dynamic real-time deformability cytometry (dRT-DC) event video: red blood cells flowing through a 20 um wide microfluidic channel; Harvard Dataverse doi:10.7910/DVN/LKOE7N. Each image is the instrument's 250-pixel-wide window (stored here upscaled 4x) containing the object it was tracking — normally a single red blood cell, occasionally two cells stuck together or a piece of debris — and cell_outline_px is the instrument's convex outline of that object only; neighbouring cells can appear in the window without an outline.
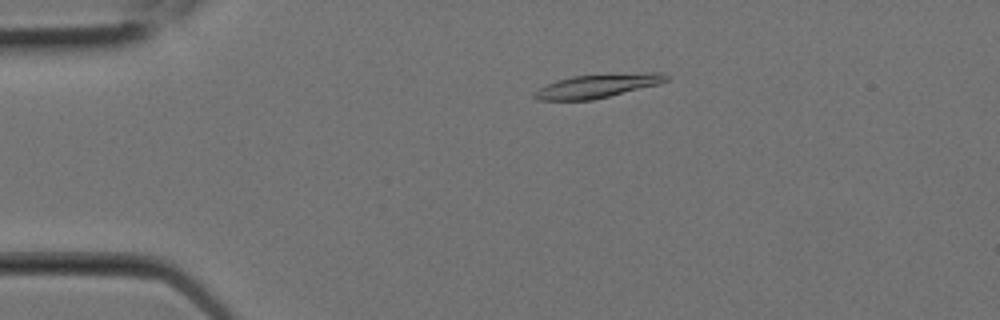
{"species": "Egyptian fruit bat (a non-hibernating species)", "species_latin": "Rousettus aegyptiacus", "temperature_condition": "room temperature", "stored_images_in_passage": 4, "camera_frame_rate_fps": 3000, "um_per_image_px": 0.085, "animal": {"sex": "female"}, "frame": {"image": 1, "passage_image": 1, "time_ms": 0.0, "image_size_px": [1000, 320], "cell_outline_px": [[668, 80], [660, 84], [592, 100], [540, 100], [532, 96], [532, 92], [556, 80], [572, 76], [644, 72], [660, 72], [668, 76]], "centroid_in_image_um": [50.8, 7.3], "position_along_channel_um": 34.2, "area_um2": 18.15}}
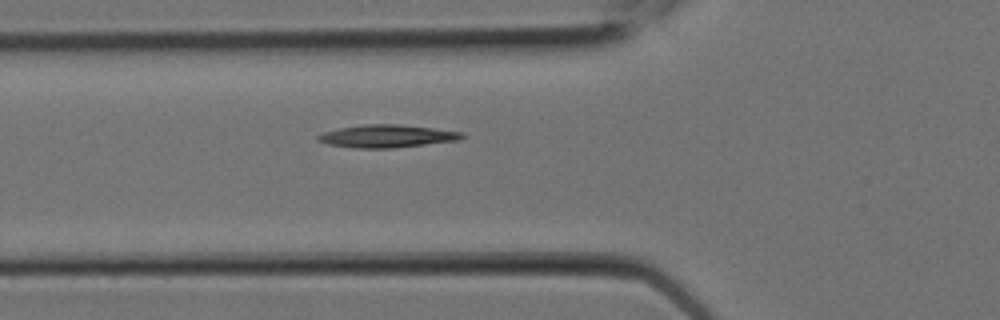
{"frame": {"image": 2, "passage_image": 4, "time_ms": 1.0, "image_size_px": [1000, 320], "cell_outline_px": [[464, 136], [460, 140], [392, 148], [356, 148], [328, 144], [316, 140], [316, 136], [320, 132], [340, 128], [364, 124], [400, 124], [464, 132]], "centroid_in_image_um": [32.86, 11.57], "position_along_channel_um": 92.9, "area_um2": 19.13}}